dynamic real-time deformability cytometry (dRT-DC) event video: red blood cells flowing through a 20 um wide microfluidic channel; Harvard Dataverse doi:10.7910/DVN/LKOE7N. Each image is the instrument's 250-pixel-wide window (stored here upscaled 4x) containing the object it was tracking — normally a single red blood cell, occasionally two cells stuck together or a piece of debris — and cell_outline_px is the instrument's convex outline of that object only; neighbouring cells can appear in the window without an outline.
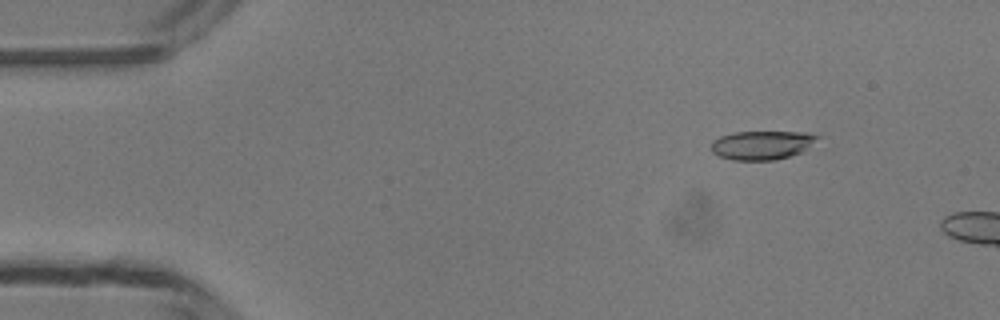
{"species": "common noctule bat (a hibernating species)", "species_latin": "Nyctalus noctula", "temperature_condition": "room temperature", "stored_images_in_passage": 9, "camera_frame_rate_fps": 3000, "um_per_image_px": 0.085, "animal": {"sex": "male", "body_mass_g": 13.3}, "frame": {"image": 1, "passage_image": 6, "time_ms": 1.667, "image_size_px": [1000, 320], "cell_outline_px": [[824, 136], [800, 152], [776, 160], [732, 160], [720, 156], [712, 152], [712, 140], [720, 136], [736, 132], [808, 132]], "centroid_in_image_um": [64.79, 12.32], "position_along_channel_um": 20.2, "area_um2": 17.86}}